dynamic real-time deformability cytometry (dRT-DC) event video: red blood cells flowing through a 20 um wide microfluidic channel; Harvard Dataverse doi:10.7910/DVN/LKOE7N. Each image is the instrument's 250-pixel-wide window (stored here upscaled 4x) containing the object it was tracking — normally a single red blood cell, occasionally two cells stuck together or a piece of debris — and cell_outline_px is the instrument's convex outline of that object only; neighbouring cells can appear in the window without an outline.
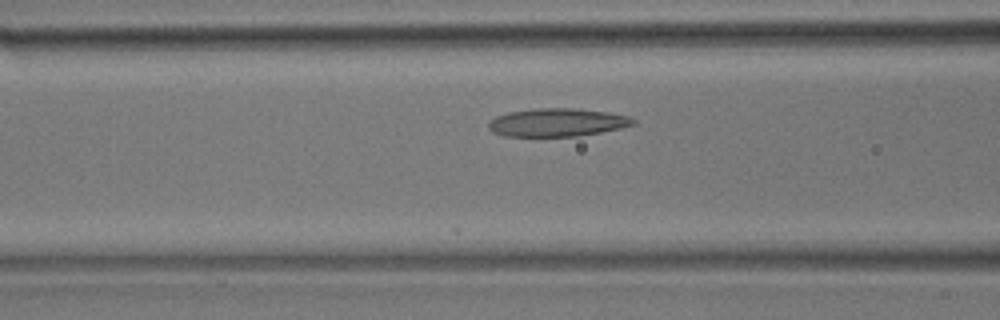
{"species": "common noctule bat (a hibernating species)", "species_latin": "Nyctalus noctula", "temperature_condition": "room temperature", "stored_images_in_passage": 29, "camera_frame_rate_fps": 3000, "um_per_image_px": 0.085, "animal": {"sex": "male", "body_mass_g": 17.9}, "frame": {"image": 1, "passage_image": 7, "time_ms": 2.0, "image_size_px": [1000, 320], "cell_outline_px": [[636, 124], [620, 128], [580, 136], [504, 136], [492, 132], [488, 128], [488, 120], [496, 116], [508, 112], [536, 108], [572, 108], [608, 112], [628, 116], [636, 120]], "centroid_in_image_um": [47.33, 10.4], "position_along_channel_um": 119.3, "area_um2": 23.81}}
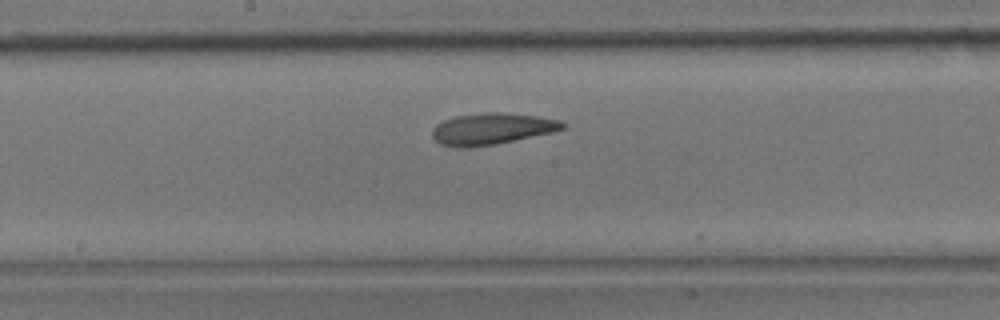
{"frame": {"image": 2, "passage_image": 13, "time_ms": 4.0, "image_size_px": [1000, 320], "cell_outline_px": [[568, 124], [564, 128], [552, 132], [516, 140], [496, 144], [468, 148], [460, 148], [440, 144], [432, 136], [432, 128], [436, 124], [444, 120], [456, 116], [488, 112], [496, 112], [536, 116], [560, 120]], "centroid_in_image_um": [41.79, 10.96], "position_along_channel_um": 206.4, "area_um2": 23.87}}
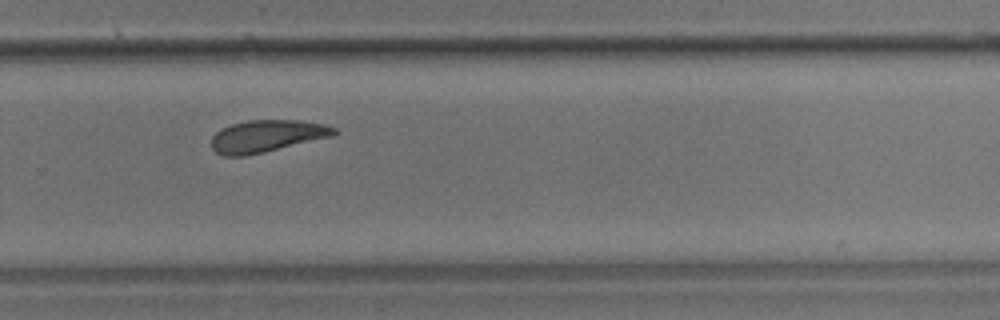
{"frame": {"image": 3, "passage_image": 20, "time_ms": 6.333, "image_size_px": [1000, 320], "cell_outline_px": [[340, 132], [332, 136], [264, 152], [244, 156], [224, 156], [216, 152], [212, 148], [212, 136], [216, 132], [232, 124], [248, 120], [300, 120], [324, 124], [336, 128]], "centroid_in_image_um": [22.7, 11.56], "position_along_channel_um": 307.1, "area_um2": 22.83}}